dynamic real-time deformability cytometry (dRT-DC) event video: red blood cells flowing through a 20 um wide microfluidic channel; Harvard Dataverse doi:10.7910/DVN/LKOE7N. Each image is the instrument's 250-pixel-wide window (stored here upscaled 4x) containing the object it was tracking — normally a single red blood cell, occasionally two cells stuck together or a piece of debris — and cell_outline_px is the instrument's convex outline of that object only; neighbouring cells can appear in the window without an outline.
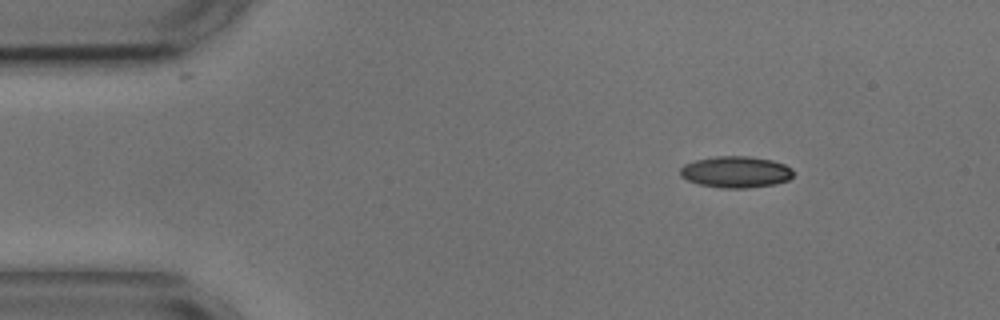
{"species": "common noctule bat (a hibernating species)", "species_latin": "Nyctalus noctula", "temperature_condition": "cold", "stored_images_in_passage": 4, "camera_frame_rate_fps": 3000, "um_per_image_px": 0.085, "animal": {"sex": "male", "body_mass_g": 17.9, "forearm_length_mm": 54.2}, "frame": {"image": 1, "passage_image": 1, "time_ms": 0.0, "image_size_px": [1000, 320], "cell_outline_px": [[792, 176], [788, 180], [776, 184], [748, 188], [720, 188], [700, 184], [688, 180], [680, 176], [680, 168], [684, 164], [696, 160], [716, 156], [748, 156], [772, 160], [784, 164], [792, 168]], "centroid_in_image_um": [62.54, 14.62], "position_along_channel_um": 22.5, "area_um2": 20.75}}
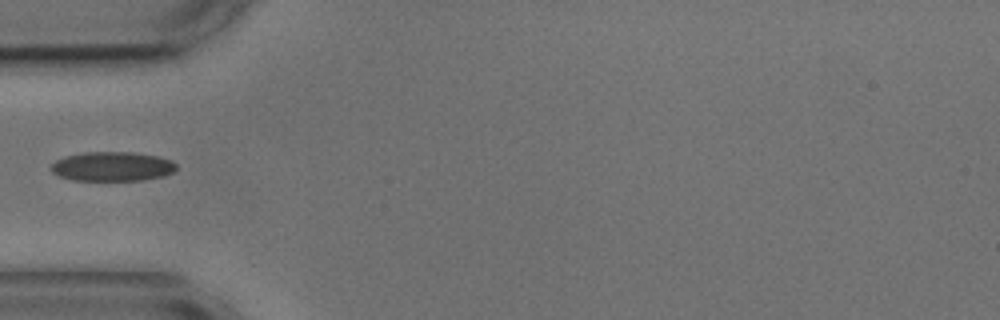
{"frame": {"image": 2, "passage_image": 4, "time_ms": 3.333, "image_size_px": [1000, 320], "cell_outline_px": [[176, 168], [172, 172], [164, 176], [140, 180], [72, 180], [60, 176], [52, 172], [52, 164], [56, 160], [64, 156], [84, 152], [132, 152], [156, 156], [172, 160], [176, 164]], "centroid_in_image_um": [9.54, 14.14], "position_along_channel_um": 75.5, "area_um2": 21.33}}